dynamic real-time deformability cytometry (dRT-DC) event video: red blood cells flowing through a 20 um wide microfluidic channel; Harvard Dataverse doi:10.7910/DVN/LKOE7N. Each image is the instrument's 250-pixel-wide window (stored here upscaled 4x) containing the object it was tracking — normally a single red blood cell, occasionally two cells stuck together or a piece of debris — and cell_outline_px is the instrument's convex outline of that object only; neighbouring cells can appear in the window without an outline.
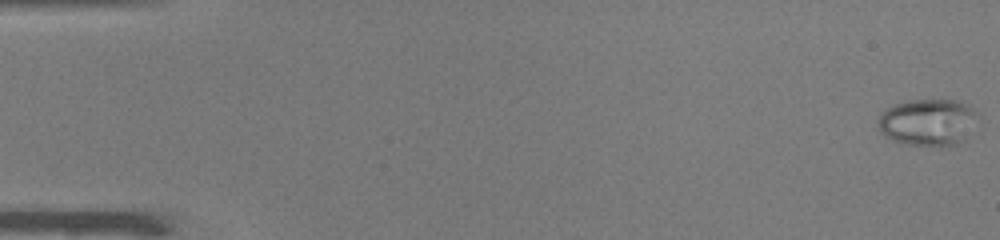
{"species": "common noctule bat (a hibernating species)", "species_latin": "Nyctalus noctula", "temperature_condition": "warm", "stored_images_in_passage": 51, "camera_frame_rate_fps": 3000, "um_per_image_px": 0.085, "animal": {"sex": "male", "body_mass_g": 19.0, "forearm_length_mm": 50.8}, "frame": {"image": 1, "passage_image": 1, "time_ms": 0.0, "image_size_px": [1000, 240], "cell_outline_px": [[976, 112], [964, 140], [956, 144], [940, 148], [904, 144], [892, 140], [884, 136], [880, 132], [880, 116], [888, 108], [896, 104], [908, 100], [960, 100], [972, 104]], "centroid_in_image_um": [78.87, 10.41], "position_along_channel_um": 6.1, "area_um2": 27.17}}
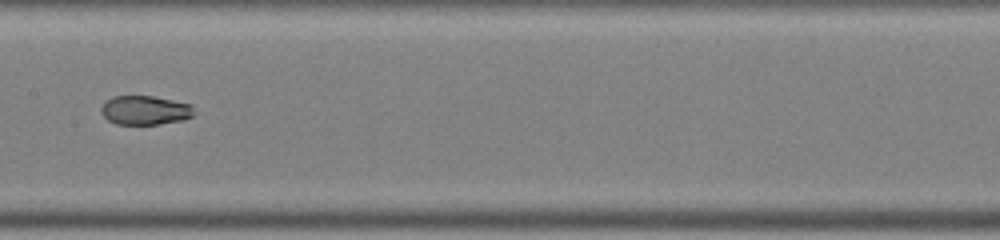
{"frame": {"image": 2, "passage_image": 27, "time_ms": 8.667, "image_size_px": [1000, 240], "cell_outline_px": [[196, 112], [192, 116], [184, 120], [160, 124], [116, 124], [108, 120], [100, 112], [100, 108], [112, 96], [152, 96], [192, 104]], "centroid_in_image_um": [12.36, 9.37], "position_along_channel_um": 195.0, "area_um2": 15.84}}
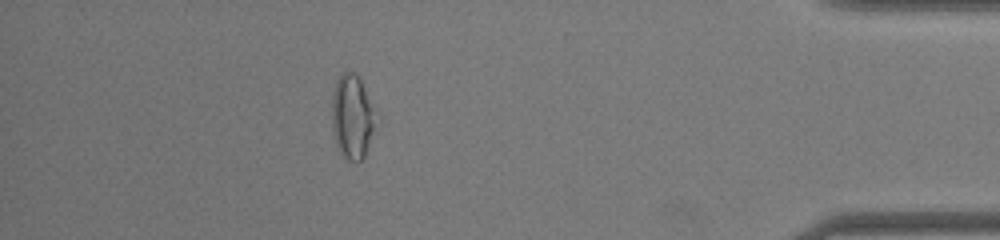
{"frame": {"image": 3, "passage_image": 46, "time_ms": 15.0, "image_size_px": [1000, 240], "cell_outline_px": [[380, 120], [364, 156], [356, 164], [348, 160], [340, 152], [336, 144], [332, 128], [332, 92], [336, 80], [340, 72], [352, 72], [360, 76], [380, 112]], "centroid_in_image_um": [30.02, 9.88], "position_along_channel_um": 405.2, "area_um2": 23.0}, "authors_computed_cell_mechanics": {"area_um2": 20.1722, "velocity_mm_per_s": 4.0015, "shape_relaxation_time_tau1_ms": null, "shape_relaxation_time_tau2_ms": 1.9579, "deformation_change_tau1": null, "deformation_change_tau2": 0.0461}}